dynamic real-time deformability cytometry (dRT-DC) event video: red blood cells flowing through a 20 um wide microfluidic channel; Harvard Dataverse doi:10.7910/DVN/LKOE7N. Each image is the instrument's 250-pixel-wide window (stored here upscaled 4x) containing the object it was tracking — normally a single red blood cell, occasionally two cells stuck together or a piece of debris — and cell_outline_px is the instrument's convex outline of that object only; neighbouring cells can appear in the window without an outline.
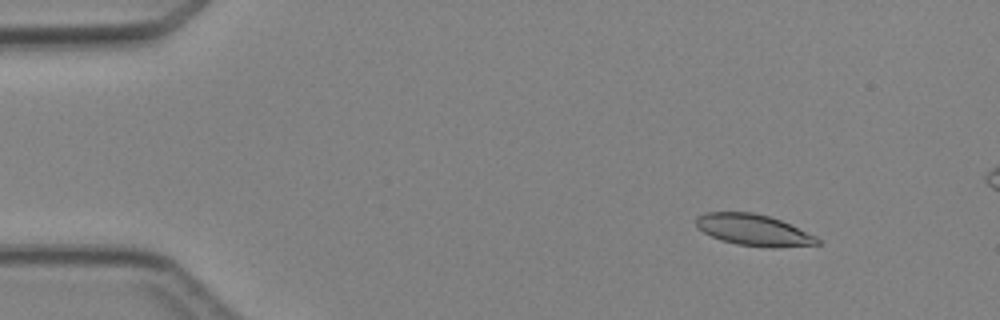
{"species": "Egyptian fruit bat (a non-hibernating species)", "species_latin": "Rousettus aegyptiacus", "temperature_condition": "cold", "stored_images_in_passage": 5, "segment_of_instrument_passage": [1, 2], "camera_frame_rate_fps": 3000, "um_per_image_px": 0.085, "animal": {"sex": "female"}, "frame": {"image": 1, "passage_image": 2, "time_ms": 1.0, "image_size_px": [1000, 320], "cell_outline_px": [[820, 244], [776, 248], [772, 248], [736, 244], [720, 240], [696, 228], [696, 216], [704, 212], [752, 212], [768, 216], [780, 220], [816, 236], [820, 240]], "centroid_in_image_um": [64.03, 19.55], "position_along_channel_um": 21.0, "area_um2": 22.2}}